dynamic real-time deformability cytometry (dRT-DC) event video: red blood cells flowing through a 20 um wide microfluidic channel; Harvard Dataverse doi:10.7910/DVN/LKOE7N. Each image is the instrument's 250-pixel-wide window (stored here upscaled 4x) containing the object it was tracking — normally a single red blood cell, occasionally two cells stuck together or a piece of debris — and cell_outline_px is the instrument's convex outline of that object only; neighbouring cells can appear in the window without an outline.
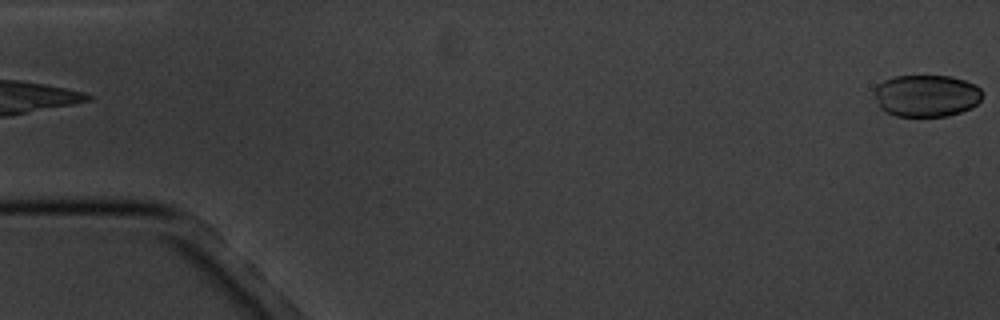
{"species": "common noctule bat (a hibernating species)", "species_latin": "Nyctalus noctula", "temperature_condition": "cold", "stored_images_in_passage": 7, "camera_frame_rate_fps": 3000, "um_per_image_px": 0.085, "animal": {"sex": "male", "body_mass_g": 20.1, "forearm_length_mm": 53.5}, "frame": {"image": 1, "passage_image": 1, "time_ms": 0.0, "image_size_px": [1000, 320], "cell_outline_px": [[980, 100], [972, 108], [948, 116], [896, 116], [880, 108], [872, 92], [876, 84], [892, 76], [952, 76], [976, 84], [980, 88]], "centroid_in_image_um": [78.71, 8.13], "position_along_channel_um": 6.3, "area_um2": 26.65}}
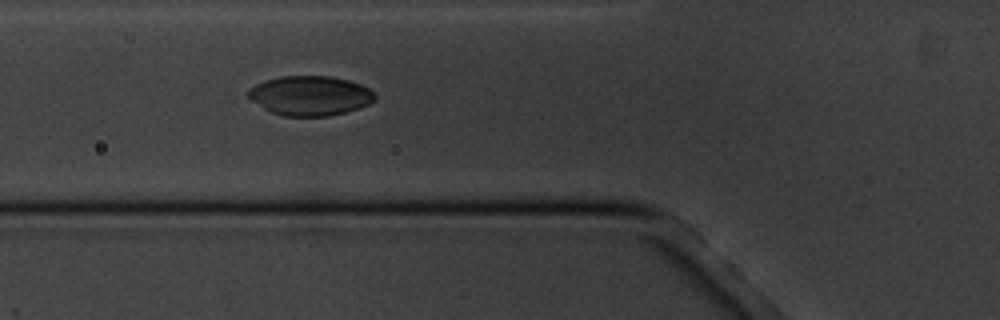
{"frame": {"image": 2, "passage_image": 7, "time_ms": 6.667, "image_size_px": [1000, 320], "cell_outline_px": [[376, 100], [368, 104], [344, 112], [328, 116], [284, 116], [272, 112], [264, 108], [252, 100], [248, 96], [248, 88], [264, 80], [280, 76], [332, 76], [348, 80], [360, 84], [368, 88], [376, 96]], "centroid_in_image_um": [26.34, 8.12], "position_along_channel_um": 99.5, "area_um2": 29.07}}